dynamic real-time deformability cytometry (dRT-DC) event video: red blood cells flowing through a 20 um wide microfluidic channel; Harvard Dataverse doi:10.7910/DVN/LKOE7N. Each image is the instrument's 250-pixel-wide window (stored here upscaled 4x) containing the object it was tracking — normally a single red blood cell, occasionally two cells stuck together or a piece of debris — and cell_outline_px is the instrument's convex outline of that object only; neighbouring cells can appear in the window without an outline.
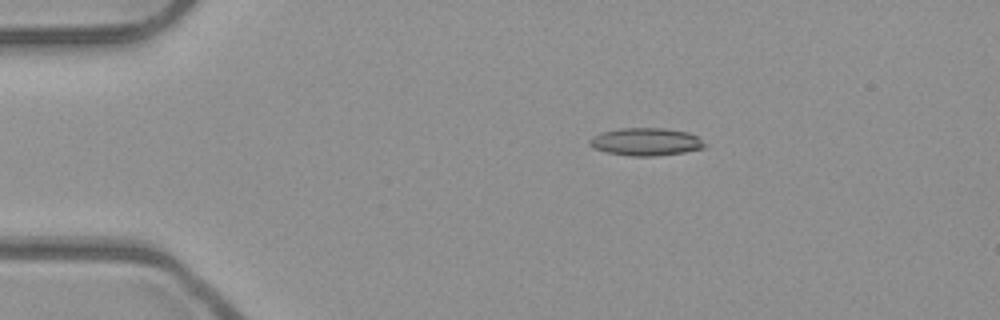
{"species": "common noctule bat (a hibernating species)", "species_latin": "Nyctalus noctula", "temperature_condition": "room temperature", "stored_images_in_passage": 4, "camera_frame_rate_fps": 3000, "um_per_image_px": 0.085, "animal": {"sex": "male", "body_mass_g": 23.1, "forearm_length_mm": 52.7}, "frame": {"image": 1, "passage_image": 3, "time_ms": 0.667, "image_size_px": [1000, 320], "cell_outline_px": [[708, 144], [704, 148], [684, 152], [652, 156], [632, 156], [604, 152], [588, 144], [588, 140], [592, 136], [600, 132], [620, 128], [664, 128], [688, 132], [696, 136]], "centroid_in_image_um": [54.89, 12.04], "position_along_channel_um": 30.1, "area_um2": 18.67}}